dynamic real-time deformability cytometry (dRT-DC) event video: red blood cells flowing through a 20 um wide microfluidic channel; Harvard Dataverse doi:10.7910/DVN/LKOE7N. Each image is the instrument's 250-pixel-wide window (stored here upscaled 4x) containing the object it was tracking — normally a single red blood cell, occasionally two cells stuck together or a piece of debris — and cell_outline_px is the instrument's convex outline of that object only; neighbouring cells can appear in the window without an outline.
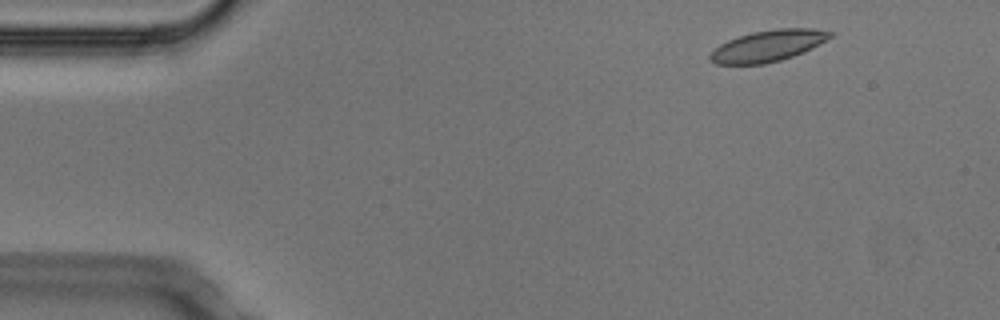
{"species": "Egyptian fruit bat (a non-hibernating species)", "species_latin": "Rousettus aegyptiacus", "temperature_condition": "cold", "stored_images_in_passage": 9, "camera_frame_rate_fps": 3000, "um_per_image_px": 0.085, "animal": {"sex": "male"}, "frame": {"image": 1, "passage_image": 2, "time_ms": 0.333, "image_size_px": [1000, 320], "cell_outline_px": [[836, 32], [832, 36], [812, 48], [804, 52], [780, 60], [764, 64], [716, 64], [708, 60], [708, 56], [720, 44], [728, 40], [752, 32], [776, 28], [812, 28]], "centroid_in_image_um": [65.28, 3.89], "position_along_channel_um": 19.7, "area_um2": 21.91}}
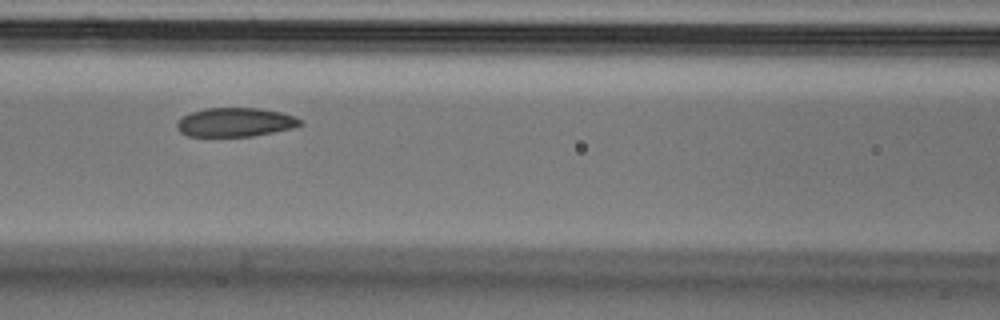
{"frame": {"image": 2, "passage_image": 6, "time_ms": 1.667, "image_size_px": [1000, 320], "cell_outline_px": [[304, 124], [292, 128], [252, 136], [188, 136], [180, 132], [176, 128], [176, 124], [180, 116], [204, 108], [260, 108], [280, 112], [296, 116], [304, 120]], "centroid_in_image_um": [20.0, 10.38], "position_along_channel_um": 146.6, "area_um2": 20.98}}
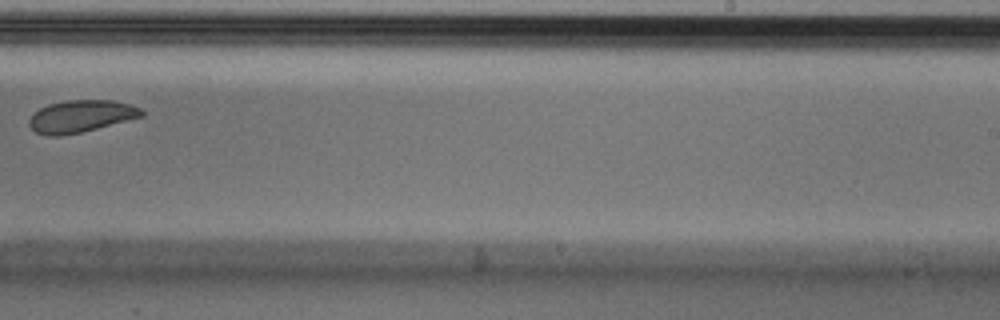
{"frame": {"image": 3, "passage_image": 9, "time_ms": 2.667, "image_size_px": [1000, 320], "cell_outline_px": [[144, 116], [80, 132], [60, 136], [48, 136], [36, 132], [28, 124], [28, 120], [40, 108], [48, 104], [68, 100], [116, 100], [140, 108], [144, 112]], "centroid_in_image_um": [6.87, 9.87], "position_along_channel_um": 282.1, "area_um2": 20.87}}